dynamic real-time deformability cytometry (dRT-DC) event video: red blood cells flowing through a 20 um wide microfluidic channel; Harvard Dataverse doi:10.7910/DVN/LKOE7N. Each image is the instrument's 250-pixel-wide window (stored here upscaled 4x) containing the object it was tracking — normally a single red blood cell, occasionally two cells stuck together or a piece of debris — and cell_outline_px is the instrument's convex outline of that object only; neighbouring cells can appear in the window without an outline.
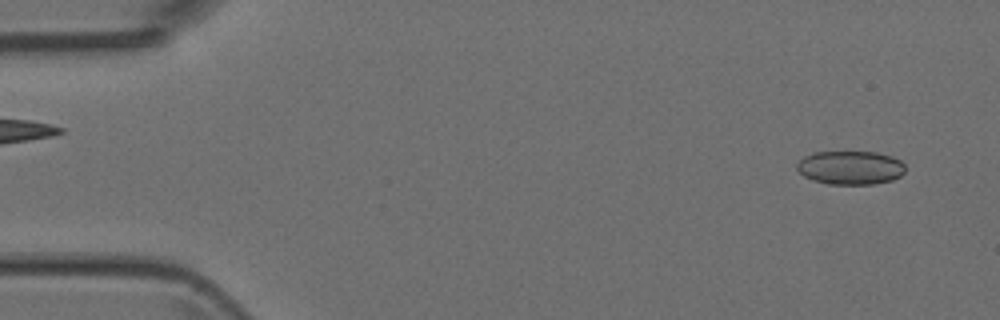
{"species": "Egyptian fruit bat (a non-hibernating species)", "species_latin": "Rousettus aegyptiacus", "temperature_condition": "room temperature", "stored_images_in_passage": 3, "segment_of_instrument_passage": [2, 2], "camera_frame_rate_fps": 3000, "um_per_image_px": 0.085, "animal": {"sex": "female"}, "frame": {"image": 1, "passage_image": 3, "time_ms": 2.333, "image_size_px": [1000, 320], "cell_outline_px": [[904, 172], [900, 176], [892, 180], [876, 184], [828, 184], [812, 180], [804, 176], [796, 168], [796, 164], [804, 156], [812, 152], [876, 152], [892, 156], [900, 160], [904, 164]], "centroid_in_image_um": [72.28, 14.25], "position_along_channel_um": 12.7, "area_um2": 21.39}}